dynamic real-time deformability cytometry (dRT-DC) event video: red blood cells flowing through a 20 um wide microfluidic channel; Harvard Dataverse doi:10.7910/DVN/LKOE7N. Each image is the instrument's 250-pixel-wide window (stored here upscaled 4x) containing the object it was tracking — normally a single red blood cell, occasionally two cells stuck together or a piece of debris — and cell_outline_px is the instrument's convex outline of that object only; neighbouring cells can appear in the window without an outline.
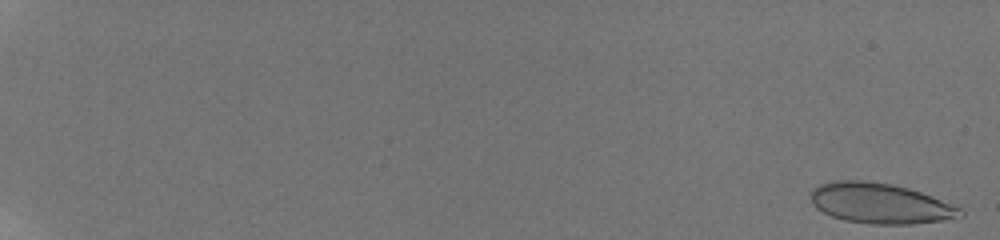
{"species": "human", "species_latin": "Homo sapiens", "temperature_condition": "room temperature", "stored_images_in_passage": 25, "camera_frame_rate_fps": 3000, "um_per_image_px": 0.085, "donor": {"sex": "male"}, "frame": {"image": 1, "passage_image": 1, "time_ms": 0.0, "image_size_px": [1000, 240], "cell_outline_px": [[964, 216], [940, 220], [912, 224], [872, 224], [844, 220], [832, 216], [816, 208], [812, 204], [812, 188], [820, 184], [836, 180], [864, 180], [892, 184], [908, 188], [932, 196], [960, 208], [964, 212]], "centroid_in_image_um": [74.8, 17.28], "position_along_channel_um": 10.2, "area_um2": 34.97}}
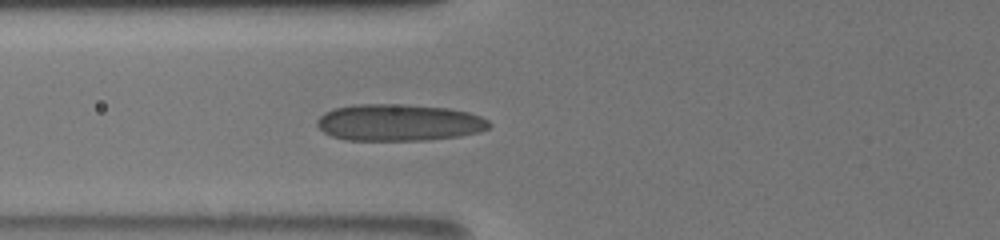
{"frame": {"image": 2, "passage_image": 20, "time_ms": 8.333, "image_size_px": [1000, 240], "cell_outline_px": [[492, 124], [488, 128], [480, 132], [460, 136], [424, 140], [348, 140], [332, 136], [324, 132], [316, 124], [316, 120], [324, 112], [332, 108], [352, 104], [404, 104], [448, 108], [468, 112], [480, 116], [488, 120]], "centroid_in_image_um": [33.89, 10.41], "position_along_channel_um": 91.9, "area_um2": 37.11}}
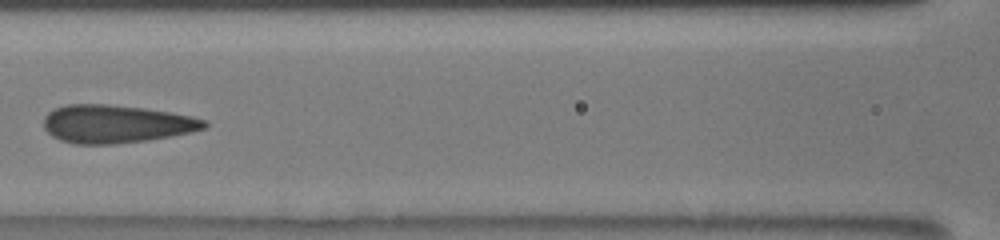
{"frame": {"image": 3, "passage_image": 22, "time_ms": 10.0, "image_size_px": [1000, 240], "cell_outline_px": [[208, 128], [148, 140], [116, 144], [76, 144], [60, 140], [52, 136], [44, 128], [44, 116], [48, 112], [64, 104], [108, 104], [144, 108], [192, 116], [208, 120]], "centroid_in_image_um": [9.86, 10.53], "position_along_channel_um": 156.7, "area_um2": 35.66}}